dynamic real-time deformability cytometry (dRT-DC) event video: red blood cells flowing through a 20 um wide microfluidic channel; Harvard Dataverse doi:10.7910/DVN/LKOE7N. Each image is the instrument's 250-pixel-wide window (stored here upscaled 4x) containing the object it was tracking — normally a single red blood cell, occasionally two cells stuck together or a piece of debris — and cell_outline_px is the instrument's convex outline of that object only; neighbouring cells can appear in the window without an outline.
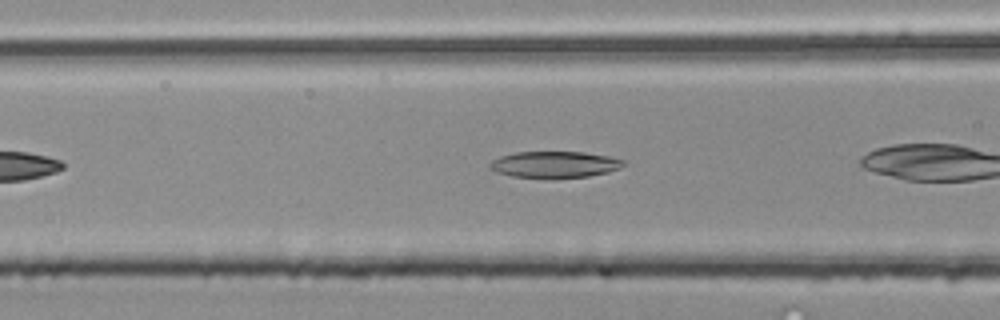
{"species": "common noctule bat (a hibernating species)", "species_latin": "Nyctalus noctula", "temperature_condition": "room temperature", "stored_images_in_passage": 24, "camera_frame_rate_fps": 3000, "um_per_image_px": 0.085, "animal": {"sex": "male", "body_mass_g": 20.4}, "frame": {"image": 1, "passage_image": 4, "time_ms": 1.0, "image_size_px": [1000, 320], "cell_outline_px": [[628, 164], [620, 168], [608, 172], [588, 176], [512, 176], [496, 172], [488, 168], [488, 164], [492, 160], [500, 156], [516, 152], [584, 152], [608, 156], [624, 160]], "centroid_in_image_um": [47.15, 13.95], "position_along_channel_um": 119.4, "area_um2": 20.11}}